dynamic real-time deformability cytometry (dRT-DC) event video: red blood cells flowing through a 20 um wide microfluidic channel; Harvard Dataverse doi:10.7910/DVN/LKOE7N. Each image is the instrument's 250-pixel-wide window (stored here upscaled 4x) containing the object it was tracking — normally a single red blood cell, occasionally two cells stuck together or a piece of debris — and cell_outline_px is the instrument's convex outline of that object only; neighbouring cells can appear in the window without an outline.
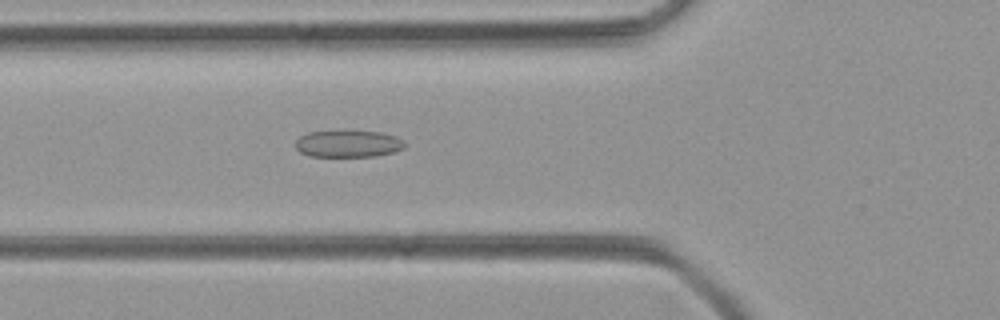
{"species": "common noctule bat (a hibernating species)", "species_latin": "Nyctalus noctula", "temperature_condition": "room temperature", "stored_images_in_passage": 45, "camera_frame_rate_fps": 3000, "um_per_image_px": 0.085, "animal": {"sex": "female", "body_mass_g": 21.9}, "frame": {"image": 1, "passage_image": 13, "time_ms": 4.0, "image_size_px": [1000, 320], "cell_outline_px": [[404, 148], [396, 152], [376, 156], [308, 156], [300, 152], [296, 148], [296, 140], [300, 136], [308, 132], [380, 132], [396, 136], [404, 140]], "centroid_in_image_um": [29.62, 12.24], "position_along_channel_um": 96.2, "area_um2": 16.94}}
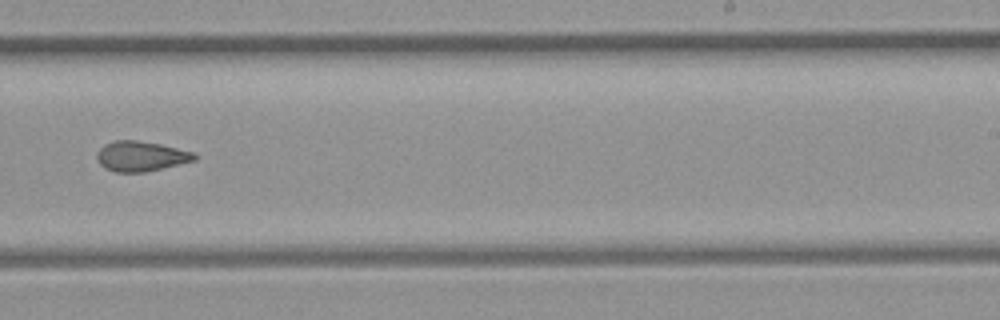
{"frame": {"image": 2, "passage_image": 26, "time_ms": 8.333, "image_size_px": [1000, 320], "cell_outline_px": [[196, 160], [144, 172], [116, 172], [104, 168], [96, 160], [96, 152], [104, 144], [116, 140], [136, 140], [160, 144], [196, 152]], "centroid_in_image_um": [11.95, 13.27], "position_along_channel_um": 277.0, "area_um2": 17.17}}
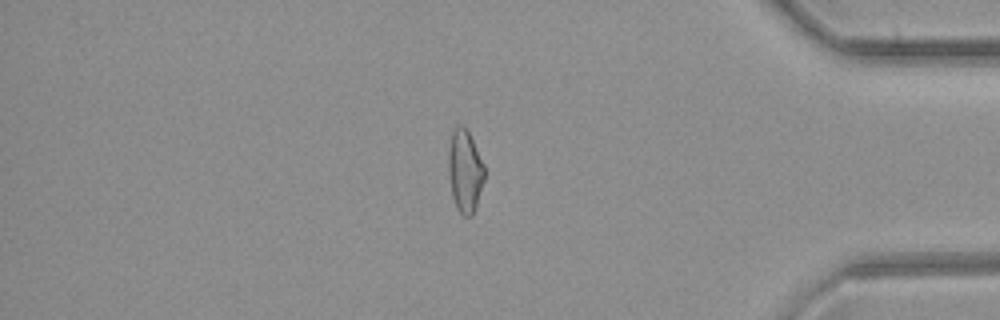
{"frame": {"image": 3, "passage_image": 37, "time_ms": 12.0, "image_size_px": [1000, 320], "cell_outline_px": [[484, 180], [476, 208], [472, 216], [464, 216], [456, 208], [452, 196], [448, 172], [448, 152], [452, 132], [456, 124], [460, 124], [468, 132], [484, 164]], "centroid_in_image_um": [39.51, 14.56], "position_along_channel_um": 395.7, "area_um2": 17.34}}